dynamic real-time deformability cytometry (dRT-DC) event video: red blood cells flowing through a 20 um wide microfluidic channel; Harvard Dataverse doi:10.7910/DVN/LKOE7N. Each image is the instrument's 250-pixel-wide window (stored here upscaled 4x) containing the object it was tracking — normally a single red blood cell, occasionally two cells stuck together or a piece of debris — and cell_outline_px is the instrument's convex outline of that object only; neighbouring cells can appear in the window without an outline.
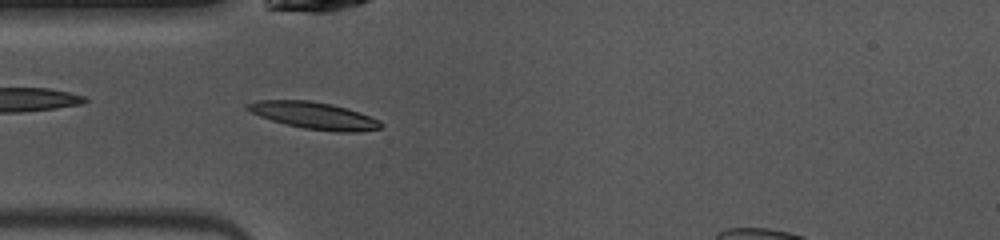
{"species": "common noctule bat (a hibernating species)", "species_latin": "Nyctalus noctula", "temperature_condition": "warm", "stored_images_in_passage": 32, "camera_frame_rate_fps": 3000, "um_per_image_px": 0.085, "animal": {"sex": "female", "body_mass_g": 10.0, "forearm_length_mm": 53.1}, "frame": {"image": 1, "passage_image": 2, "time_ms": 0.333, "image_size_px": [1000, 240], "cell_outline_px": [[384, 124], [380, 128], [356, 132], [336, 132], [304, 128], [284, 124], [260, 116], [244, 108], [244, 104], [256, 100], [308, 100], [332, 104], [348, 108], [360, 112], [380, 120]], "centroid_in_image_um": [26.69, 9.81], "position_along_channel_um": 58.3, "area_um2": 21.1}}
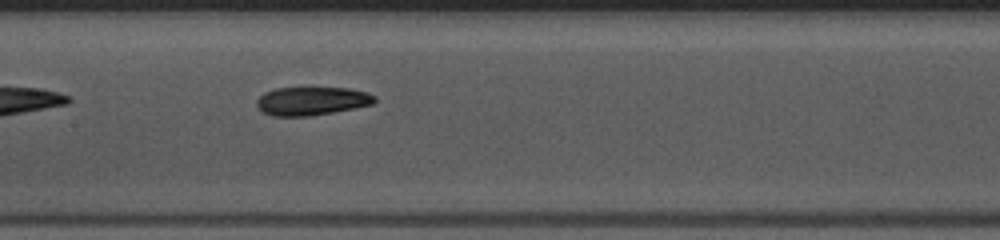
{"frame": {"image": 2, "passage_image": 11, "time_ms": 3.333, "image_size_px": [1000, 240], "cell_outline_px": [[376, 100], [372, 104], [332, 112], [308, 116], [272, 116], [264, 112], [256, 104], [256, 100], [264, 92], [276, 88], [348, 88], [368, 92], [376, 96]], "centroid_in_image_um": [26.49, 8.58], "position_along_channel_um": 180.9, "area_um2": 19.36}}
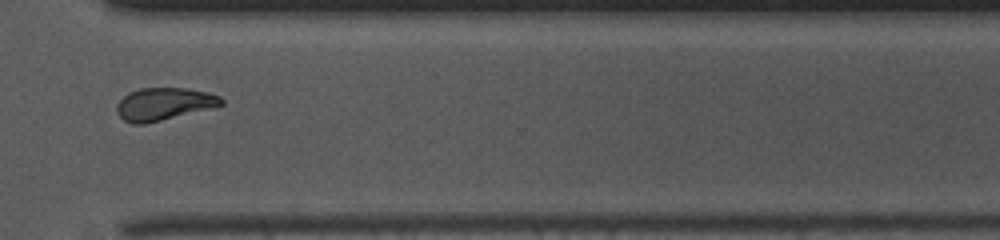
{"frame": {"image": 3, "passage_image": 24, "time_ms": 7.667, "image_size_px": [1000, 240], "cell_outline_px": [[224, 104], [144, 124], [132, 124], [124, 120], [116, 112], [116, 104], [128, 92], [140, 88], [188, 88], [208, 92], [220, 96], [224, 100]], "centroid_in_image_um": [13.9, 8.82], "position_along_channel_um": 356.7, "area_um2": 19.59}, "authors_computed_cell_mechanics": {"area_um2": 19.4208, "velocity_mm_per_s": 4.0629, "shape_relaxation_time_tau1_ms": 5.0067, "shape_relaxation_time_tau2_ms": 4.5142, "deformation_change_tau1": 0.1792, "deformation_change_tau2": 0.0756}}